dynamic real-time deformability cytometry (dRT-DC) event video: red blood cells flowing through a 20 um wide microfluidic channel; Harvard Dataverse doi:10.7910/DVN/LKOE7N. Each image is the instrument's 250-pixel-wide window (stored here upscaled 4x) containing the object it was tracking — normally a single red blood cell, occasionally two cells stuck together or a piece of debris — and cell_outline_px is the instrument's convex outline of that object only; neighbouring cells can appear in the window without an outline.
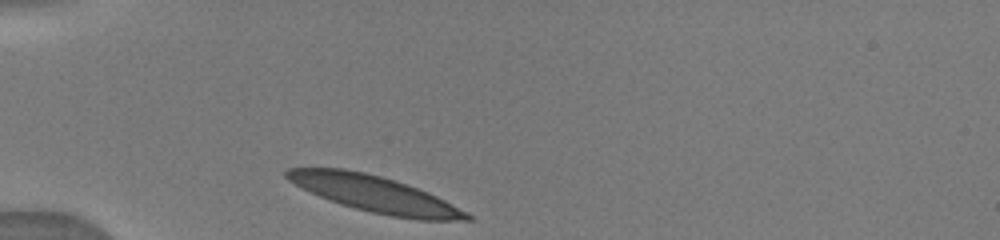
{"species": "human", "species_latin": "Homo sapiens", "temperature_condition": "warm", "stored_images_in_passage": 13, "camera_frame_rate_fps": 3000, "um_per_image_px": 0.085, "donor": {"sex": "male"}, "frame": {"image": 1, "passage_image": 1, "time_ms": 0.0, "image_size_px": [1000, 240], "cell_outline_px": [[476, 220], [416, 220], [392, 216], [372, 212], [340, 204], [320, 196], [288, 180], [284, 176], [284, 172], [288, 168], [344, 168], [364, 172], [380, 176], [428, 192], [476, 216]], "centroid_in_image_um": [31.91, 16.5], "position_along_channel_um": 53.1, "area_um2": 37.57}}
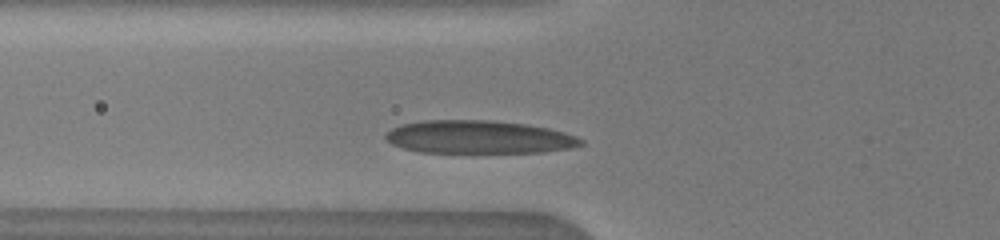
{"frame": {"image": 2, "passage_image": 6, "time_ms": 1.333, "image_size_px": [1000, 240], "cell_outline_px": [[584, 144], [572, 148], [540, 152], [420, 152], [404, 148], [392, 144], [384, 136], [392, 128], [400, 124], [424, 120], [488, 120], [524, 124], [548, 128], [564, 132], [576, 136], [584, 140]], "centroid_in_image_um": [40.71, 11.65], "position_along_channel_um": 85.1, "area_um2": 37.45}}